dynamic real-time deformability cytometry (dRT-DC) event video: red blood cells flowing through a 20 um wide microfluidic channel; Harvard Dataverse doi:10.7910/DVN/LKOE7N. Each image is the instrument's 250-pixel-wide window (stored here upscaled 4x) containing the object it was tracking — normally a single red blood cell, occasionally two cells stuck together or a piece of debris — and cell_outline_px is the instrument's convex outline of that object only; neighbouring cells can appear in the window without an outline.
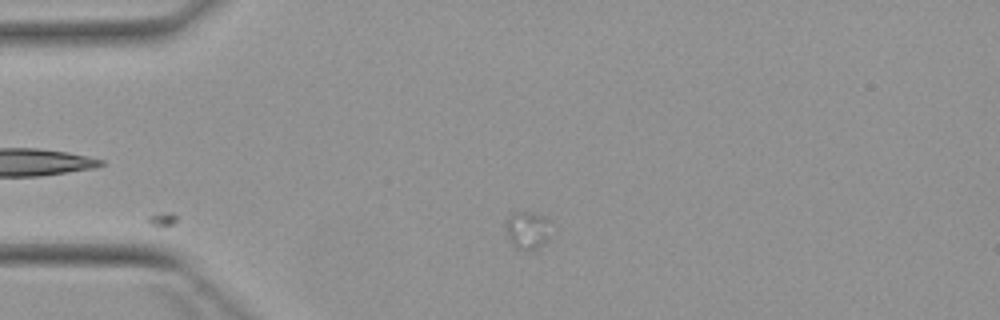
{"species": "Egyptian fruit bat (a non-hibernating species)", "species_latin": "Rousettus aegyptiacus", "temperature_condition": "warm", "stored_images_in_passage": 2, "camera_frame_rate_fps": 3000, "um_per_image_px": 0.085, "animal": {"sex": "female"}, "frame": {"image": 1, "passage_image": 2, "time_ms": 1.0, "image_size_px": [1000, 320], "cell_outline_px": [[552, 220], [548, 240], [544, 244], [532, 252], [528, 252], [516, 248], [508, 240], [504, 228], [504, 224], [508, 216], [512, 212], [532, 212], [544, 216]], "centroid_in_image_um": [44.83, 19.58], "position_along_channel_um": 40.2, "area_um2": 10.64}}